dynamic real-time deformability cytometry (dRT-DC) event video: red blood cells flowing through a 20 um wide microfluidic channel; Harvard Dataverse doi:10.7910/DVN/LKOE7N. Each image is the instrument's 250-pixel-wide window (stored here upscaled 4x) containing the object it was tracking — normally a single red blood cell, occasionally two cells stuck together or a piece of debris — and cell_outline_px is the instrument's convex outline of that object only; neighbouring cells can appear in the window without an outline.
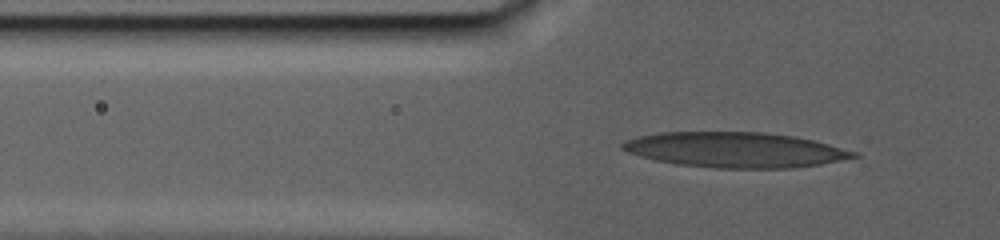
{"species": "human", "species_latin": "Homo sapiens", "temperature_condition": "warm", "stored_images_in_passage": 76, "camera_frame_rate_fps": 3000, "um_per_image_px": 0.085, "donor": {"sex": "male"}, "frame": {"image": 1, "passage_image": 22, "time_ms": 1674.667, "image_size_px": [1000, 240], "cell_outline_px": [[860, 156], [820, 164], [792, 168], [712, 168], [676, 164], [656, 160], [640, 156], [628, 152], [620, 148], [620, 144], [624, 140], [636, 136], [660, 132], [764, 132], [796, 136], [860, 152]], "centroid_in_image_um": [62.47, 12.73], "position_along_channel_um": 63.3, "area_um2": 47.74}}
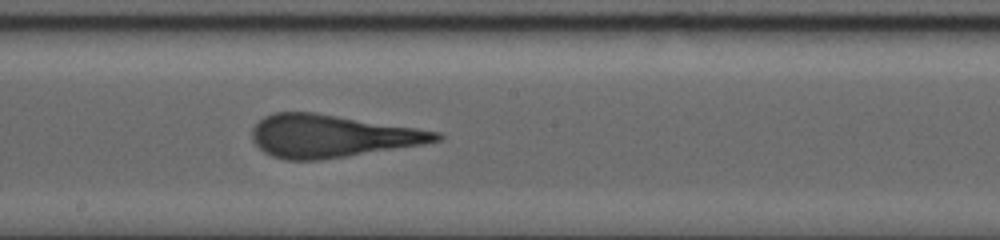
{"frame": {"image": 2, "passage_image": 44, "time_ms": 1682.0, "image_size_px": [1000, 240], "cell_outline_px": [[444, 136], [440, 140], [424, 144], [344, 156], [316, 160], [284, 160], [272, 156], [264, 152], [252, 140], [252, 128], [264, 116], [276, 112], [316, 112], [416, 128], [440, 132]], "centroid_in_image_um": [28.17, 11.55], "position_along_channel_um": 220.0, "area_um2": 45.37}}
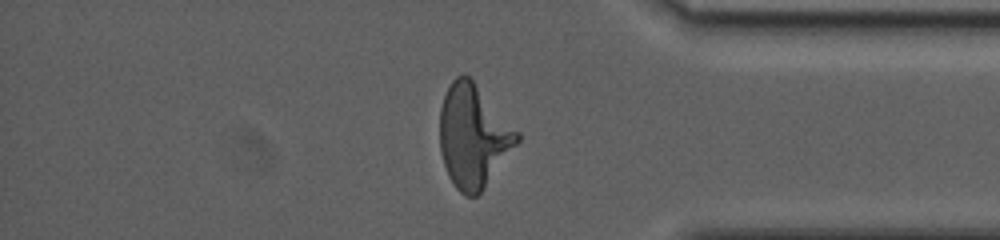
{"frame": {"image": 3, "passage_image": 67, "time_ms": 1690.0, "image_size_px": [1000, 240], "cell_outline_px": [[520, 140], [484, 188], [476, 196], [464, 196], [456, 188], [448, 176], [440, 152], [440, 108], [444, 96], [452, 80], [456, 76], [464, 72], [472, 80], [520, 132]], "centroid_in_image_um": [40.22, 11.57], "position_along_channel_um": 395.0, "area_um2": 46.12}}